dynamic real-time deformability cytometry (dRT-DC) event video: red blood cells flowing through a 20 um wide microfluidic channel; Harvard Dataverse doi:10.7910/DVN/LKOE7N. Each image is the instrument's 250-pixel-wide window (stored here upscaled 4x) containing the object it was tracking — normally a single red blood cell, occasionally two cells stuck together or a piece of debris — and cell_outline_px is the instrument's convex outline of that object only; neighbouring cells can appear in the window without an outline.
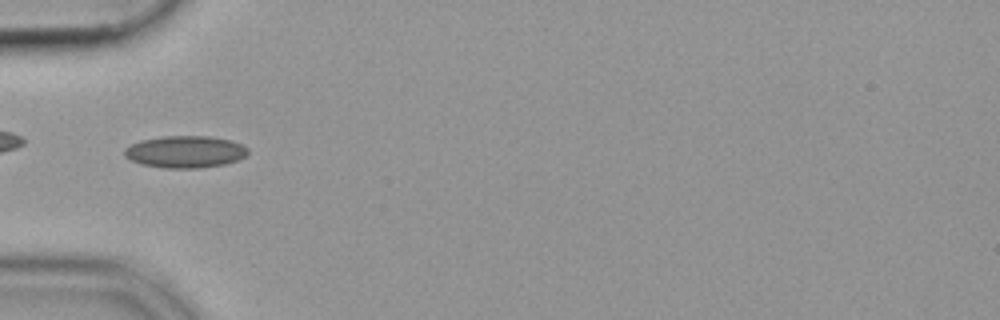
{"species": "common noctule bat (a hibernating species)", "species_latin": "Nyctalus noctula", "temperature_condition": "cold", "stored_images_in_passage": 36, "camera_frame_rate_fps": 3000, "um_per_image_px": 0.085, "animal": {"sex": "female", "body_mass_g": 19.9}, "frame": {"image": 1, "passage_image": 1, "time_ms": 0.0, "image_size_px": [1000, 320], "cell_outline_px": [[248, 152], [244, 156], [236, 160], [224, 164], [200, 168], [164, 168], [140, 164], [124, 156], [124, 148], [140, 140], [164, 136], [208, 136], [228, 140], [240, 144], [248, 148]], "centroid_in_image_um": [15.7, 12.9], "position_along_channel_um": 69.3, "area_um2": 22.89}}